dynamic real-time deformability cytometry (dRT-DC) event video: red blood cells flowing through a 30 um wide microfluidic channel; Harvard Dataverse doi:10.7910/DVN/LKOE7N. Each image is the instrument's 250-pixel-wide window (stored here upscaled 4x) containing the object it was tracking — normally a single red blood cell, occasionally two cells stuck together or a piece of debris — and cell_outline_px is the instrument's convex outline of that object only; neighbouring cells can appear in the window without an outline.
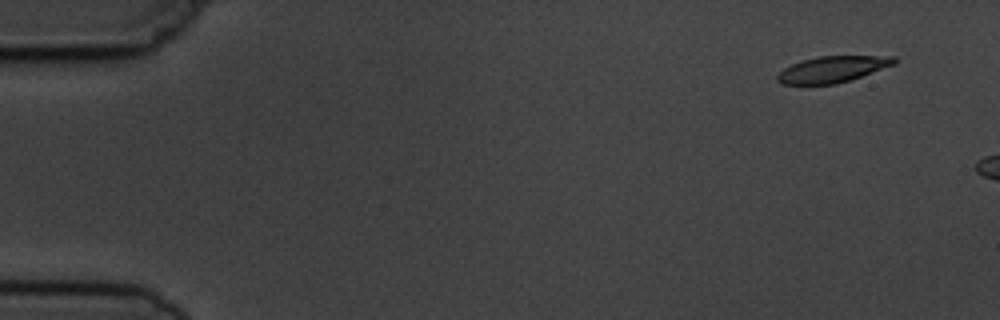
{"species": "common noctule bat (a hibernating species)", "species_latin": "Nyctalus noctula", "temperature_condition": "cold", "stored_images_in_passage": 3, "camera_frame_rate_fps": 3000, "um_per_image_px": 0.085, "animal": {"sex": "male", "body_mass_g": 19.5, "forearm_length_mm": 54.6}, "frame": {"image": 1, "passage_image": 1, "time_ms": 0.0, "image_size_px": [1000, 320], "cell_outline_px": [[896, 64], [836, 84], [780, 84], [776, 80], [776, 76], [784, 68], [792, 64], [816, 56], [896, 56]], "centroid_in_image_um": [70.75, 5.88], "position_along_channel_um": 14.3, "area_um2": 17.69}}